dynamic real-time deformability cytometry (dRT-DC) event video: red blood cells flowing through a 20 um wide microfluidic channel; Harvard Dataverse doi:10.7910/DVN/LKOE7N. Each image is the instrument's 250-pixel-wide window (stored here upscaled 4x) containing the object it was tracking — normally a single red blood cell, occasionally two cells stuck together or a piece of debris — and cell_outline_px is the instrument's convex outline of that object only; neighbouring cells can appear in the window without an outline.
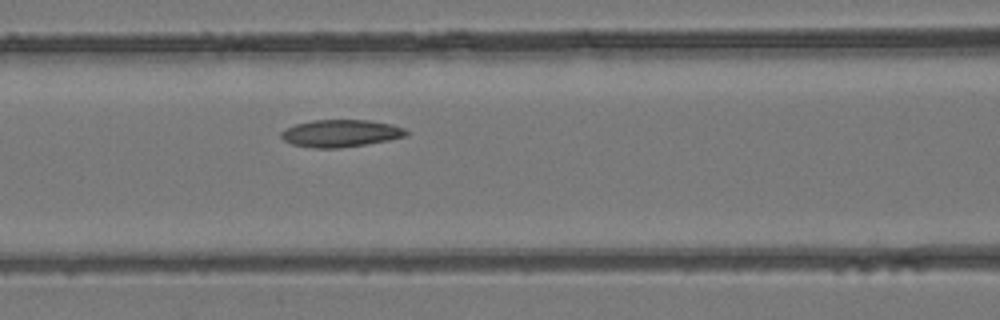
{"species": "common noctule bat (a hibernating species)", "species_latin": "Nyctalus noctula", "temperature_condition": "room temperature", "stored_images_in_passage": 4, "camera_frame_rate_fps": 3000, "um_per_image_px": 0.085, "animal": {"sex": "female", "body_mass_g": 24.6, "forearm_length_mm": 56.2}, "frame": {"image": 1, "passage_image": 3, "time_ms": 0.667, "image_size_px": [1000, 320], "cell_outline_px": [[408, 136], [388, 140], [340, 148], [316, 148], [292, 144], [284, 140], [280, 136], [280, 132], [296, 124], [312, 120], [372, 120], [392, 124], [404, 128], [408, 132]], "centroid_in_image_um": [28.98, 11.32], "position_along_channel_um": 137.6, "area_um2": 19.83}}